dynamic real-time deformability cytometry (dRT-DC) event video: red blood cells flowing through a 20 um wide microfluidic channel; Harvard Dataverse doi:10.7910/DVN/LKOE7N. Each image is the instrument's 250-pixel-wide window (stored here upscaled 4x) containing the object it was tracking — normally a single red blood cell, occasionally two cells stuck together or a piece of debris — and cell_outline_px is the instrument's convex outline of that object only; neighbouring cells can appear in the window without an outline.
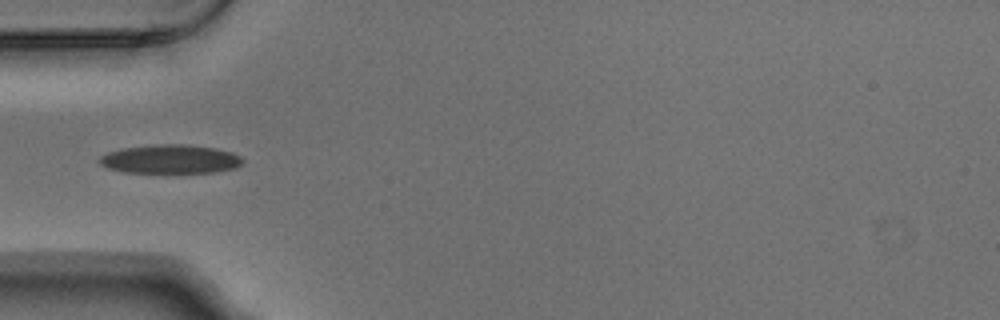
{"species": "Egyptian fruit bat (a non-hibernating species)", "species_latin": "Rousettus aegyptiacus", "temperature_condition": "warm", "stored_images_in_passage": 5, "camera_frame_rate_fps": 3000, "um_per_image_px": 0.085, "animal": {"sex": "male"}, "frame": {"image": 1, "passage_image": 2, "time_ms": 0.333, "image_size_px": [1000, 320], "cell_outline_px": [[244, 160], [236, 168], [216, 172], [124, 172], [108, 168], [100, 164], [100, 156], [108, 152], [120, 148], [156, 144], [188, 144], [216, 148], [232, 152], [240, 156]], "centroid_in_image_um": [14.49, 13.51], "position_along_channel_um": 70.5, "area_um2": 24.1}}
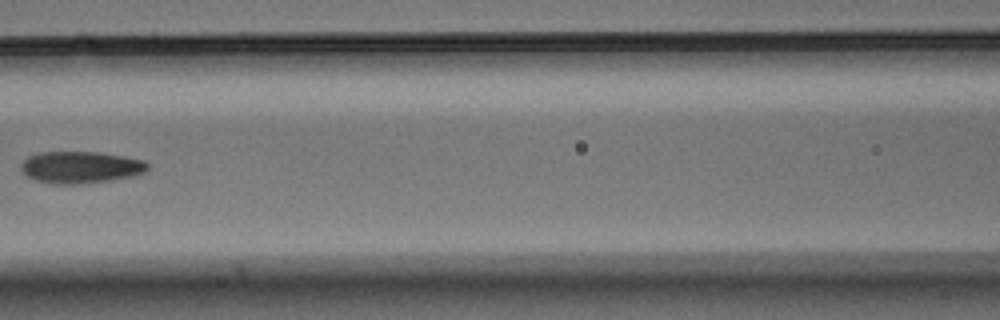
{"frame": {"image": 2, "passage_image": 4, "time_ms": 1.0, "image_size_px": [1000, 320], "cell_outline_px": [[148, 168], [144, 172], [132, 176], [112, 180], [80, 184], [56, 184], [36, 180], [28, 176], [20, 168], [20, 164], [28, 156], [40, 152], [100, 152], [124, 156], [144, 160], [148, 164]], "centroid_in_image_um": [6.86, 14.21], "position_along_channel_um": 159.7, "area_um2": 23.52}}
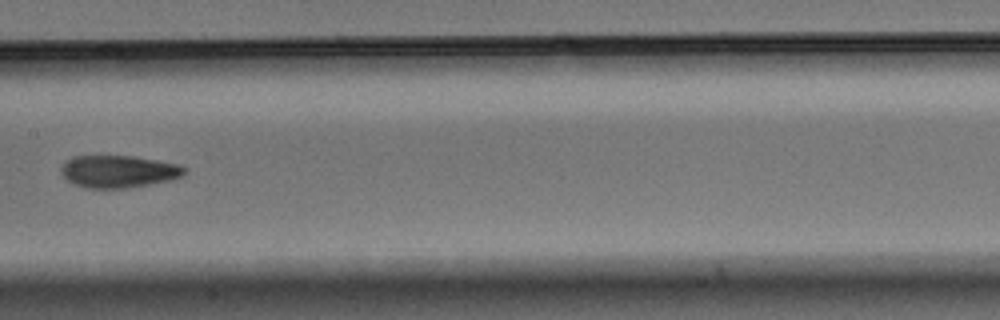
{"frame": {"image": 3, "passage_image": 5, "time_ms": 1.333, "image_size_px": [1000, 320], "cell_outline_px": [[184, 172], [180, 176], [172, 180], [124, 188], [88, 188], [76, 184], [68, 180], [60, 172], [60, 168], [72, 156], [132, 156], [180, 164], [184, 168]], "centroid_in_image_um": [10.06, 14.57], "position_along_channel_um": 197.3, "area_um2": 22.89}}